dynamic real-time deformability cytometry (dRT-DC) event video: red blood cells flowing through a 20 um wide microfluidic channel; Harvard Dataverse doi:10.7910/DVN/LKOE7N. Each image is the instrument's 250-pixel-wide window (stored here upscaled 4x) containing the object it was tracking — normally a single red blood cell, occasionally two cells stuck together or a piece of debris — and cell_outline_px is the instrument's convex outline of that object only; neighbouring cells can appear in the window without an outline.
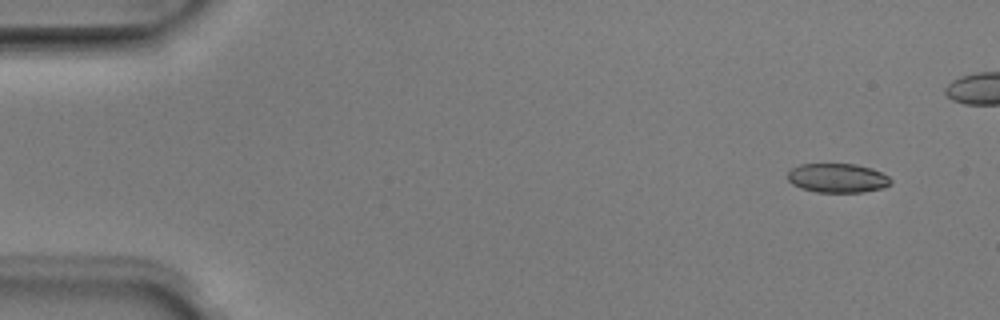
{"species": "Egyptian fruit bat (a non-hibernating species)", "species_latin": "Rousettus aegyptiacus", "temperature_condition": "room temperature", "stored_images_in_passage": 42, "camera_frame_rate_fps": 3000, "um_per_image_px": 0.085, "animal": {"sex": "male"}, "frame": {"image": 1, "passage_image": 1, "time_ms": 0.0, "image_size_px": [1000, 320], "cell_outline_px": [[892, 184], [884, 188], [860, 192], [816, 192], [800, 188], [792, 184], [788, 180], [788, 172], [792, 168], [800, 164], [856, 164], [872, 168], [888, 176], [892, 180]], "centroid_in_image_um": [71.2, 15.13], "position_along_channel_um": 13.8, "area_um2": 17.63}}
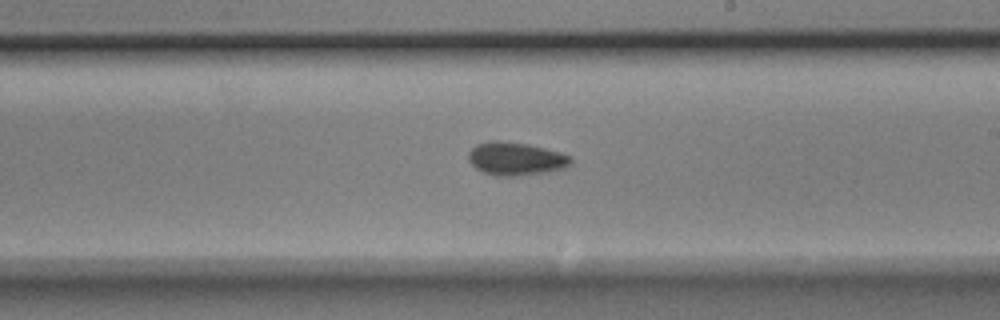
{"frame": {"image": 2, "passage_image": 27, "time_ms": 8.667, "image_size_px": [1000, 320], "cell_outline_px": [[572, 164], [564, 168], [544, 172], [516, 176], [496, 176], [484, 172], [476, 168], [468, 160], [468, 152], [476, 144], [492, 140], [500, 140], [528, 144], [560, 152], [572, 156]], "centroid_in_image_um": [43.84, 13.48], "position_along_channel_um": 245.2, "area_um2": 19.83}}
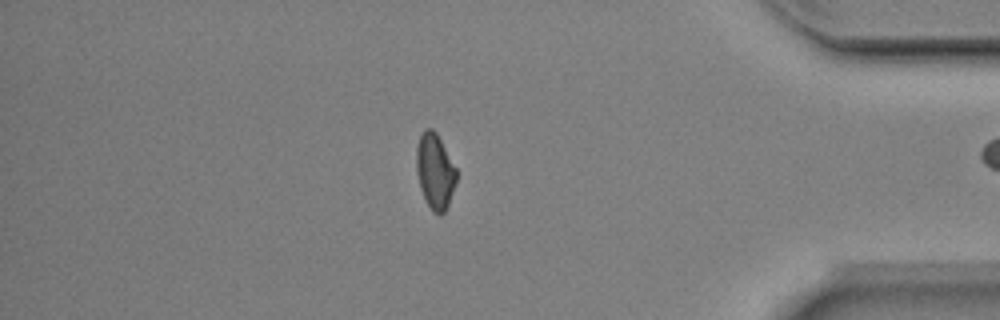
{"frame": {"image": 3, "passage_image": 41, "time_ms": 13.333, "image_size_px": [1000, 320], "cell_outline_px": [[456, 180], [448, 204], [444, 212], [440, 216], [432, 212], [420, 188], [416, 172], [416, 148], [420, 136], [424, 128], [432, 128], [436, 132], [456, 168]], "centroid_in_image_um": [36.95, 14.55], "position_along_channel_um": 398.2, "area_um2": 17.46}}